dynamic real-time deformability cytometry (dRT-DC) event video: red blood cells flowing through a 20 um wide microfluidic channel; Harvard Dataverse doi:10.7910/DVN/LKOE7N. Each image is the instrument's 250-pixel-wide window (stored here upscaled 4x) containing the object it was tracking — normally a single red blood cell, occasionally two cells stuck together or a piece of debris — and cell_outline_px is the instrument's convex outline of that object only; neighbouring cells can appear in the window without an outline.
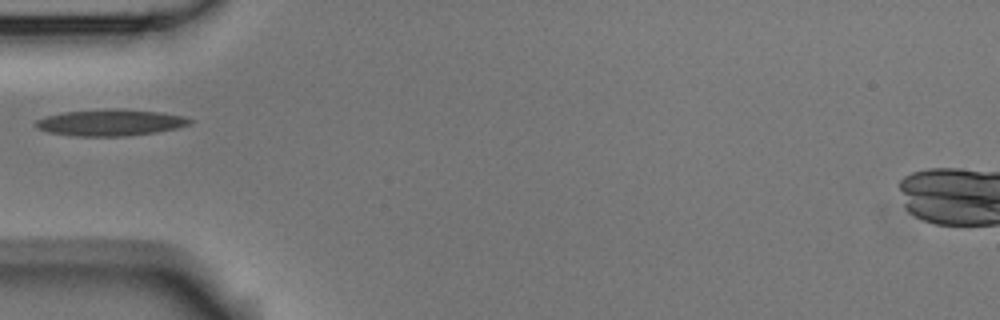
{"species": "Egyptian fruit bat (a non-hibernating species)", "species_latin": "Rousettus aegyptiacus", "temperature_condition": "room temperature", "stored_images_in_passage": 2, "camera_frame_rate_fps": 3000, "um_per_image_px": 0.085, "animal": {"sex": "male"}, "frame": {"image": 1, "passage_image": 1, "time_ms": 0.0, "image_size_px": [1000, 320], "cell_outline_px": [[196, 120], [192, 124], [176, 128], [156, 132], [124, 136], [76, 136], [48, 132], [36, 128], [32, 124], [36, 120], [44, 116], [64, 112], [112, 108], [124, 108], [160, 112], [184, 116]], "centroid_in_image_um": [9.39, 10.41], "position_along_channel_um": 75.6, "area_um2": 24.1}}
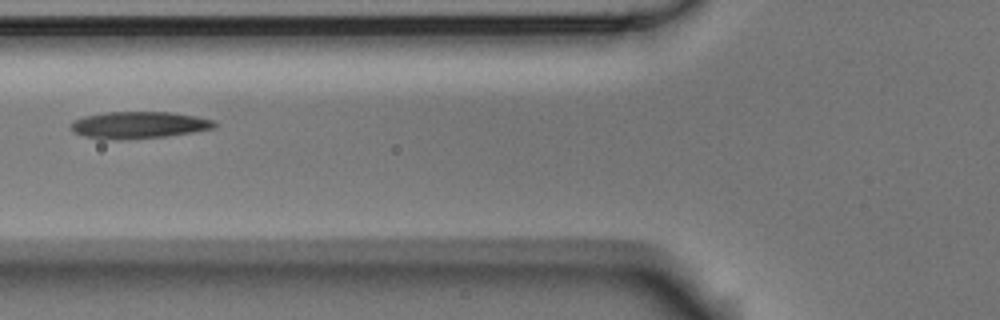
{"frame": {"image": 2, "passage_image": 2, "time_ms": 0.333, "image_size_px": [1000, 320], "cell_outline_px": [[220, 124], [216, 128], [192, 132], [164, 136], [120, 140], [104, 140], [84, 136], [72, 132], [68, 128], [76, 120], [84, 116], [104, 112], [172, 112], [196, 116], [212, 120]], "centroid_in_image_um": [11.78, 10.63], "position_along_channel_um": 114.0, "area_um2": 22.72}}